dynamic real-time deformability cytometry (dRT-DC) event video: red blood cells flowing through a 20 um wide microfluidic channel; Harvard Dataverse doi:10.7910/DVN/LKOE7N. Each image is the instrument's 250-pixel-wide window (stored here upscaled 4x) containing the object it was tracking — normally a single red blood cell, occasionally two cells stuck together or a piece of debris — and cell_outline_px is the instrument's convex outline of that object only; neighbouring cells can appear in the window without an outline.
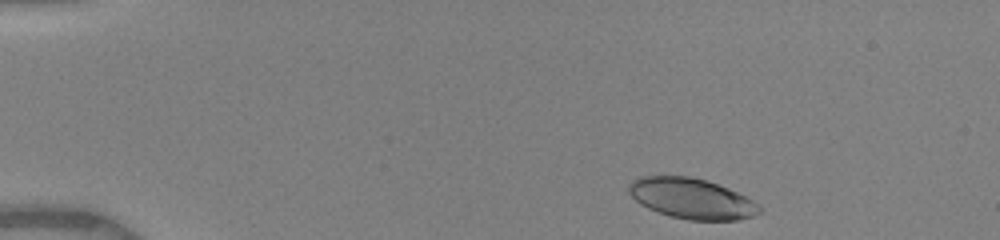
{"species": "human", "species_latin": "Homo sapiens", "temperature_condition": "warm", "stored_images_in_passage": 4, "camera_frame_rate_fps": 3000, "um_per_image_px": 0.085, "donor": {"sex": "female"}, "frame": {"image": 1, "passage_image": 1, "time_ms": 0.0, "image_size_px": [1000, 240], "cell_outline_px": [[760, 212], [752, 216], [736, 220], [688, 220], [672, 216], [648, 208], [640, 204], [628, 192], [628, 184], [632, 180], [640, 176], [688, 176], [708, 180], [728, 188], [752, 200], [760, 208]], "centroid_in_image_um": [58.75, 16.86], "position_along_channel_um": 26.2, "area_um2": 30.58}}